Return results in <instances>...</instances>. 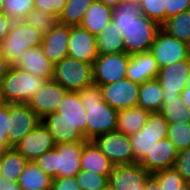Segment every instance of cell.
<instances>
[{
	"label": "cell",
	"mask_w": 190,
	"mask_h": 190,
	"mask_svg": "<svg viewBox=\"0 0 190 190\" xmlns=\"http://www.w3.org/2000/svg\"><path fill=\"white\" fill-rule=\"evenodd\" d=\"M122 2H132L140 5L141 0H122Z\"/></svg>",
	"instance_id": "cell-52"
},
{
	"label": "cell",
	"mask_w": 190,
	"mask_h": 190,
	"mask_svg": "<svg viewBox=\"0 0 190 190\" xmlns=\"http://www.w3.org/2000/svg\"><path fill=\"white\" fill-rule=\"evenodd\" d=\"M70 26L58 23L43 35L41 47L44 54L53 64L68 56Z\"/></svg>",
	"instance_id": "cell-19"
},
{
	"label": "cell",
	"mask_w": 190,
	"mask_h": 190,
	"mask_svg": "<svg viewBox=\"0 0 190 190\" xmlns=\"http://www.w3.org/2000/svg\"><path fill=\"white\" fill-rule=\"evenodd\" d=\"M86 112V140L93 141L104 133L116 130L118 111L102 98L101 88L96 85L79 91Z\"/></svg>",
	"instance_id": "cell-2"
},
{
	"label": "cell",
	"mask_w": 190,
	"mask_h": 190,
	"mask_svg": "<svg viewBox=\"0 0 190 190\" xmlns=\"http://www.w3.org/2000/svg\"><path fill=\"white\" fill-rule=\"evenodd\" d=\"M94 0H67L64 8L58 15L60 24L80 26L85 12Z\"/></svg>",
	"instance_id": "cell-32"
},
{
	"label": "cell",
	"mask_w": 190,
	"mask_h": 190,
	"mask_svg": "<svg viewBox=\"0 0 190 190\" xmlns=\"http://www.w3.org/2000/svg\"><path fill=\"white\" fill-rule=\"evenodd\" d=\"M50 190H81V188L76 181V176H67L52 179Z\"/></svg>",
	"instance_id": "cell-44"
},
{
	"label": "cell",
	"mask_w": 190,
	"mask_h": 190,
	"mask_svg": "<svg viewBox=\"0 0 190 190\" xmlns=\"http://www.w3.org/2000/svg\"><path fill=\"white\" fill-rule=\"evenodd\" d=\"M173 167L182 175L184 181L190 184V147L178 152Z\"/></svg>",
	"instance_id": "cell-40"
},
{
	"label": "cell",
	"mask_w": 190,
	"mask_h": 190,
	"mask_svg": "<svg viewBox=\"0 0 190 190\" xmlns=\"http://www.w3.org/2000/svg\"><path fill=\"white\" fill-rule=\"evenodd\" d=\"M14 66L46 81L53 77L54 64L49 61L41 46L24 51Z\"/></svg>",
	"instance_id": "cell-22"
},
{
	"label": "cell",
	"mask_w": 190,
	"mask_h": 190,
	"mask_svg": "<svg viewBox=\"0 0 190 190\" xmlns=\"http://www.w3.org/2000/svg\"><path fill=\"white\" fill-rule=\"evenodd\" d=\"M52 178L40 169L34 161H28L18 184L21 190L50 189Z\"/></svg>",
	"instance_id": "cell-29"
},
{
	"label": "cell",
	"mask_w": 190,
	"mask_h": 190,
	"mask_svg": "<svg viewBox=\"0 0 190 190\" xmlns=\"http://www.w3.org/2000/svg\"><path fill=\"white\" fill-rule=\"evenodd\" d=\"M113 164L93 141L83 143L80 170H86L109 177Z\"/></svg>",
	"instance_id": "cell-23"
},
{
	"label": "cell",
	"mask_w": 190,
	"mask_h": 190,
	"mask_svg": "<svg viewBox=\"0 0 190 190\" xmlns=\"http://www.w3.org/2000/svg\"><path fill=\"white\" fill-rule=\"evenodd\" d=\"M178 151L174 144L166 137L154 144L139 163L150 173L172 168L175 164Z\"/></svg>",
	"instance_id": "cell-18"
},
{
	"label": "cell",
	"mask_w": 190,
	"mask_h": 190,
	"mask_svg": "<svg viewBox=\"0 0 190 190\" xmlns=\"http://www.w3.org/2000/svg\"><path fill=\"white\" fill-rule=\"evenodd\" d=\"M66 90L61 84L54 80H47L42 87L33 94L27 102L36 115L42 119L45 115L56 112L59 104L63 101Z\"/></svg>",
	"instance_id": "cell-14"
},
{
	"label": "cell",
	"mask_w": 190,
	"mask_h": 190,
	"mask_svg": "<svg viewBox=\"0 0 190 190\" xmlns=\"http://www.w3.org/2000/svg\"><path fill=\"white\" fill-rule=\"evenodd\" d=\"M180 95L184 101V105H186L190 111V76L187 81V86L183 89Z\"/></svg>",
	"instance_id": "cell-49"
},
{
	"label": "cell",
	"mask_w": 190,
	"mask_h": 190,
	"mask_svg": "<svg viewBox=\"0 0 190 190\" xmlns=\"http://www.w3.org/2000/svg\"><path fill=\"white\" fill-rule=\"evenodd\" d=\"M83 143L57 144L54 149L46 151L36 158L34 162L52 179L76 176L80 171Z\"/></svg>",
	"instance_id": "cell-3"
},
{
	"label": "cell",
	"mask_w": 190,
	"mask_h": 190,
	"mask_svg": "<svg viewBox=\"0 0 190 190\" xmlns=\"http://www.w3.org/2000/svg\"><path fill=\"white\" fill-rule=\"evenodd\" d=\"M57 112L63 119L73 123L86 138V112L79 91H68Z\"/></svg>",
	"instance_id": "cell-24"
},
{
	"label": "cell",
	"mask_w": 190,
	"mask_h": 190,
	"mask_svg": "<svg viewBox=\"0 0 190 190\" xmlns=\"http://www.w3.org/2000/svg\"><path fill=\"white\" fill-rule=\"evenodd\" d=\"M56 146L52 135L40 122L28 134H26L13 148L22 154L28 161H34L46 151Z\"/></svg>",
	"instance_id": "cell-16"
},
{
	"label": "cell",
	"mask_w": 190,
	"mask_h": 190,
	"mask_svg": "<svg viewBox=\"0 0 190 190\" xmlns=\"http://www.w3.org/2000/svg\"><path fill=\"white\" fill-rule=\"evenodd\" d=\"M45 81L16 66H11L0 86L7 103H27Z\"/></svg>",
	"instance_id": "cell-5"
},
{
	"label": "cell",
	"mask_w": 190,
	"mask_h": 190,
	"mask_svg": "<svg viewBox=\"0 0 190 190\" xmlns=\"http://www.w3.org/2000/svg\"><path fill=\"white\" fill-rule=\"evenodd\" d=\"M6 104H7V102L4 99V96H3V93H2V90H1V86H0V108L5 106Z\"/></svg>",
	"instance_id": "cell-51"
},
{
	"label": "cell",
	"mask_w": 190,
	"mask_h": 190,
	"mask_svg": "<svg viewBox=\"0 0 190 190\" xmlns=\"http://www.w3.org/2000/svg\"><path fill=\"white\" fill-rule=\"evenodd\" d=\"M93 142L114 166L135 163L132 143L128 135L114 130L96 137Z\"/></svg>",
	"instance_id": "cell-9"
},
{
	"label": "cell",
	"mask_w": 190,
	"mask_h": 190,
	"mask_svg": "<svg viewBox=\"0 0 190 190\" xmlns=\"http://www.w3.org/2000/svg\"><path fill=\"white\" fill-rule=\"evenodd\" d=\"M0 190H21L18 182L4 180L0 176Z\"/></svg>",
	"instance_id": "cell-47"
},
{
	"label": "cell",
	"mask_w": 190,
	"mask_h": 190,
	"mask_svg": "<svg viewBox=\"0 0 190 190\" xmlns=\"http://www.w3.org/2000/svg\"><path fill=\"white\" fill-rule=\"evenodd\" d=\"M150 173L139 163L115 165L108 177L114 190H144V182Z\"/></svg>",
	"instance_id": "cell-15"
},
{
	"label": "cell",
	"mask_w": 190,
	"mask_h": 190,
	"mask_svg": "<svg viewBox=\"0 0 190 190\" xmlns=\"http://www.w3.org/2000/svg\"><path fill=\"white\" fill-rule=\"evenodd\" d=\"M34 9L44 11L49 14L59 15L67 0H34Z\"/></svg>",
	"instance_id": "cell-42"
},
{
	"label": "cell",
	"mask_w": 190,
	"mask_h": 190,
	"mask_svg": "<svg viewBox=\"0 0 190 190\" xmlns=\"http://www.w3.org/2000/svg\"><path fill=\"white\" fill-rule=\"evenodd\" d=\"M8 115H9V103L0 108V151L8 150L12 147L8 142Z\"/></svg>",
	"instance_id": "cell-41"
},
{
	"label": "cell",
	"mask_w": 190,
	"mask_h": 190,
	"mask_svg": "<svg viewBox=\"0 0 190 190\" xmlns=\"http://www.w3.org/2000/svg\"><path fill=\"white\" fill-rule=\"evenodd\" d=\"M168 121L160 112H150L143 127L129 136L135 163L139 162L156 142L167 137Z\"/></svg>",
	"instance_id": "cell-7"
},
{
	"label": "cell",
	"mask_w": 190,
	"mask_h": 190,
	"mask_svg": "<svg viewBox=\"0 0 190 190\" xmlns=\"http://www.w3.org/2000/svg\"><path fill=\"white\" fill-rule=\"evenodd\" d=\"M4 13V8H3V0H0V15H3Z\"/></svg>",
	"instance_id": "cell-53"
},
{
	"label": "cell",
	"mask_w": 190,
	"mask_h": 190,
	"mask_svg": "<svg viewBox=\"0 0 190 190\" xmlns=\"http://www.w3.org/2000/svg\"><path fill=\"white\" fill-rule=\"evenodd\" d=\"M34 6V0H3L4 13L13 21H22Z\"/></svg>",
	"instance_id": "cell-37"
},
{
	"label": "cell",
	"mask_w": 190,
	"mask_h": 190,
	"mask_svg": "<svg viewBox=\"0 0 190 190\" xmlns=\"http://www.w3.org/2000/svg\"><path fill=\"white\" fill-rule=\"evenodd\" d=\"M13 22L14 21L6 14L0 15V46L2 42L6 39V36L8 35Z\"/></svg>",
	"instance_id": "cell-45"
},
{
	"label": "cell",
	"mask_w": 190,
	"mask_h": 190,
	"mask_svg": "<svg viewBox=\"0 0 190 190\" xmlns=\"http://www.w3.org/2000/svg\"><path fill=\"white\" fill-rule=\"evenodd\" d=\"M52 80L68 91H81L94 85L93 65L67 56L54 64Z\"/></svg>",
	"instance_id": "cell-6"
},
{
	"label": "cell",
	"mask_w": 190,
	"mask_h": 190,
	"mask_svg": "<svg viewBox=\"0 0 190 190\" xmlns=\"http://www.w3.org/2000/svg\"><path fill=\"white\" fill-rule=\"evenodd\" d=\"M113 9L94 0L85 12L81 27L96 36L111 22Z\"/></svg>",
	"instance_id": "cell-25"
},
{
	"label": "cell",
	"mask_w": 190,
	"mask_h": 190,
	"mask_svg": "<svg viewBox=\"0 0 190 190\" xmlns=\"http://www.w3.org/2000/svg\"><path fill=\"white\" fill-rule=\"evenodd\" d=\"M150 52L159 68L190 57V45L168 35L161 28L157 31Z\"/></svg>",
	"instance_id": "cell-10"
},
{
	"label": "cell",
	"mask_w": 190,
	"mask_h": 190,
	"mask_svg": "<svg viewBox=\"0 0 190 190\" xmlns=\"http://www.w3.org/2000/svg\"><path fill=\"white\" fill-rule=\"evenodd\" d=\"M101 190H114L109 184H107L103 189Z\"/></svg>",
	"instance_id": "cell-54"
},
{
	"label": "cell",
	"mask_w": 190,
	"mask_h": 190,
	"mask_svg": "<svg viewBox=\"0 0 190 190\" xmlns=\"http://www.w3.org/2000/svg\"><path fill=\"white\" fill-rule=\"evenodd\" d=\"M97 53H122L125 52L122 33L110 22L96 37Z\"/></svg>",
	"instance_id": "cell-30"
},
{
	"label": "cell",
	"mask_w": 190,
	"mask_h": 190,
	"mask_svg": "<svg viewBox=\"0 0 190 190\" xmlns=\"http://www.w3.org/2000/svg\"><path fill=\"white\" fill-rule=\"evenodd\" d=\"M41 122L52 135L55 144L86 142L85 136L78 128L68 120L63 119L59 112H52L45 115Z\"/></svg>",
	"instance_id": "cell-20"
},
{
	"label": "cell",
	"mask_w": 190,
	"mask_h": 190,
	"mask_svg": "<svg viewBox=\"0 0 190 190\" xmlns=\"http://www.w3.org/2000/svg\"><path fill=\"white\" fill-rule=\"evenodd\" d=\"M160 28L168 35L190 45V10L168 18Z\"/></svg>",
	"instance_id": "cell-31"
},
{
	"label": "cell",
	"mask_w": 190,
	"mask_h": 190,
	"mask_svg": "<svg viewBox=\"0 0 190 190\" xmlns=\"http://www.w3.org/2000/svg\"><path fill=\"white\" fill-rule=\"evenodd\" d=\"M25 24L31 25L43 35L55 27L58 23V15L49 14L41 10L34 9L22 20Z\"/></svg>",
	"instance_id": "cell-35"
},
{
	"label": "cell",
	"mask_w": 190,
	"mask_h": 190,
	"mask_svg": "<svg viewBox=\"0 0 190 190\" xmlns=\"http://www.w3.org/2000/svg\"><path fill=\"white\" fill-rule=\"evenodd\" d=\"M28 160L14 148L0 151V176L18 182Z\"/></svg>",
	"instance_id": "cell-26"
},
{
	"label": "cell",
	"mask_w": 190,
	"mask_h": 190,
	"mask_svg": "<svg viewBox=\"0 0 190 190\" xmlns=\"http://www.w3.org/2000/svg\"><path fill=\"white\" fill-rule=\"evenodd\" d=\"M41 119L27 103H9L8 142L13 148Z\"/></svg>",
	"instance_id": "cell-11"
},
{
	"label": "cell",
	"mask_w": 190,
	"mask_h": 190,
	"mask_svg": "<svg viewBox=\"0 0 190 190\" xmlns=\"http://www.w3.org/2000/svg\"><path fill=\"white\" fill-rule=\"evenodd\" d=\"M98 1H101L107 7H110L112 9L117 7L122 2V0H98Z\"/></svg>",
	"instance_id": "cell-50"
},
{
	"label": "cell",
	"mask_w": 190,
	"mask_h": 190,
	"mask_svg": "<svg viewBox=\"0 0 190 190\" xmlns=\"http://www.w3.org/2000/svg\"><path fill=\"white\" fill-rule=\"evenodd\" d=\"M167 138L178 152L190 147V122L169 123Z\"/></svg>",
	"instance_id": "cell-36"
},
{
	"label": "cell",
	"mask_w": 190,
	"mask_h": 190,
	"mask_svg": "<svg viewBox=\"0 0 190 190\" xmlns=\"http://www.w3.org/2000/svg\"><path fill=\"white\" fill-rule=\"evenodd\" d=\"M189 76L190 57L160 68L157 80L162 88L163 98L179 96L187 86Z\"/></svg>",
	"instance_id": "cell-13"
},
{
	"label": "cell",
	"mask_w": 190,
	"mask_h": 190,
	"mask_svg": "<svg viewBox=\"0 0 190 190\" xmlns=\"http://www.w3.org/2000/svg\"><path fill=\"white\" fill-rule=\"evenodd\" d=\"M137 106L149 112H160L163 105L162 88L157 79L142 83L139 88Z\"/></svg>",
	"instance_id": "cell-28"
},
{
	"label": "cell",
	"mask_w": 190,
	"mask_h": 190,
	"mask_svg": "<svg viewBox=\"0 0 190 190\" xmlns=\"http://www.w3.org/2000/svg\"><path fill=\"white\" fill-rule=\"evenodd\" d=\"M144 190H160L159 182L151 174L144 182Z\"/></svg>",
	"instance_id": "cell-48"
},
{
	"label": "cell",
	"mask_w": 190,
	"mask_h": 190,
	"mask_svg": "<svg viewBox=\"0 0 190 190\" xmlns=\"http://www.w3.org/2000/svg\"><path fill=\"white\" fill-rule=\"evenodd\" d=\"M149 113L138 106L118 111L116 130L128 136L135 134L145 124Z\"/></svg>",
	"instance_id": "cell-27"
},
{
	"label": "cell",
	"mask_w": 190,
	"mask_h": 190,
	"mask_svg": "<svg viewBox=\"0 0 190 190\" xmlns=\"http://www.w3.org/2000/svg\"><path fill=\"white\" fill-rule=\"evenodd\" d=\"M190 10V0H165L166 20Z\"/></svg>",
	"instance_id": "cell-43"
},
{
	"label": "cell",
	"mask_w": 190,
	"mask_h": 190,
	"mask_svg": "<svg viewBox=\"0 0 190 190\" xmlns=\"http://www.w3.org/2000/svg\"><path fill=\"white\" fill-rule=\"evenodd\" d=\"M10 62L1 54L0 51V84L3 78L7 75V72L11 68Z\"/></svg>",
	"instance_id": "cell-46"
},
{
	"label": "cell",
	"mask_w": 190,
	"mask_h": 190,
	"mask_svg": "<svg viewBox=\"0 0 190 190\" xmlns=\"http://www.w3.org/2000/svg\"><path fill=\"white\" fill-rule=\"evenodd\" d=\"M160 185V190H190L182 175L174 168H166L151 174Z\"/></svg>",
	"instance_id": "cell-34"
},
{
	"label": "cell",
	"mask_w": 190,
	"mask_h": 190,
	"mask_svg": "<svg viewBox=\"0 0 190 190\" xmlns=\"http://www.w3.org/2000/svg\"><path fill=\"white\" fill-rule=\"evenodd\" d=\"M111 18V22L122 33L127 54L150 51L160 26L142 14L139 4L121 2L113 9Z\"/></svg>",
	"instance_id": "cell-1"
},
{
	"label": "cell",
	"mask_w": 190,
	"mask_h": 190,
	"mask_svg": "<svg viewBox=\"0 0 190 190\" xmlns=\"http://www.w3.org/2000/svg\"><path fill=\"white\" fill-rule=\"evenodd\" d=\"M99 87L103 100L116 111L137 106L140 85L130 79L124 78Z\"/></svg>",
	"instance_id": "cell-12"
},
{
	"label": "cell",
	"mask_w": 190,
	"mask_h": 190,
	"mask_svg": "<svg viewBox=\"0 0 190 190\" xmlns=\"http://www.w3.org/2000/svg\"><path fill=\"white\" fill-rule=\"evenodd\" d=\"M43 34L31 25L14 21L0 46L1 54L14 66L24 51L41 46Z\"/></svg>",
	"instance_id": "cell-4"
},
{
	"label": "cell",
	"mask_w": 190,
	"mask_h": 190,
	"mask_svg": "<svg viewBox=\"0 0 190 190\" xmlns=\"http://www.w3.org/2000/svg\"><path fill=\"white\" fill-rule=\"evenodd\" d=\"M142 14L161 26L166 21L165 0H141Z\"/></svg>",
	"instance_id": "cell-39"
},
{
	"label": "cell",
	"mask_w": 190,
	"mask_h": 190,
	"mask_svg": "<svg viewBox=\"0 0 190 190\" xmlns=\"http://www.w3.org/2000/svg\"><path fill=\"white\" fill-rule=\"evenodd\" d=\"M130 55L126 52L98 54L93 64L94 85H107L126 78Z\"/></svg>",
	"instance_id": "cell-8"
},
{
	"label": "cell",
	"mask_w": 190,
	"mask_h": 190,
	"mask_svg": "<svg viewBox=\"0 0 190 190\" xmlns=\"http://www.w3.org/2000/svg\"><path fill=\"white\" fill-rule=\"evenodd\" d=\"M160 113L168 123L190 122V111L184 105L181 95L172 98H163Z\"/></svg>",
	"instance_id": "cell-33"
},
{
	"label": "cell",
	"mask_w": 190,
	"mask_h": 190,
	"mask_svg": "<svg viewBox=\"0 0 190 190\" xmlns=\"http://www.w3.org/2000/svg\"><path fill=\"white\" fill-rule=\"evenodd\" d=\"M159 66L150 51L130 55L126 78L141 85L146 81L157 79Z\"/></svg>",
	"instance_id": "cell-21"
},
{
	"label": "cell",
	"mask_w": 190,
	"mask_h": 190,
	"mask_svg": "<svg viewBox=\"0 0 190 190\" xmlns=\"http://www.w3.org/2000/svg\"><path fill=\"white\" fill-rule=\"evenodd\" d=\"M96 45V36L81 26H70L69 57L93 65L98 56Z\"/></svg>",
	"instance_id": "cell-17"
},
{
	"label": "cell",
	"mask_w": 190,
	"mask_h": 190,
	"mask_svg": "<svg viewBox=\"0 0 190 190\" xmlns=\"http://www.w3.org/2000/svg\"><path fill=\"white\" fill-rule=\"evenodd\" d=\"M76 181L81 190H101L108 184V177L94 172L80 170Z\"/></svg>",
	"instance_id": "cell-38"
}]
</instances>
